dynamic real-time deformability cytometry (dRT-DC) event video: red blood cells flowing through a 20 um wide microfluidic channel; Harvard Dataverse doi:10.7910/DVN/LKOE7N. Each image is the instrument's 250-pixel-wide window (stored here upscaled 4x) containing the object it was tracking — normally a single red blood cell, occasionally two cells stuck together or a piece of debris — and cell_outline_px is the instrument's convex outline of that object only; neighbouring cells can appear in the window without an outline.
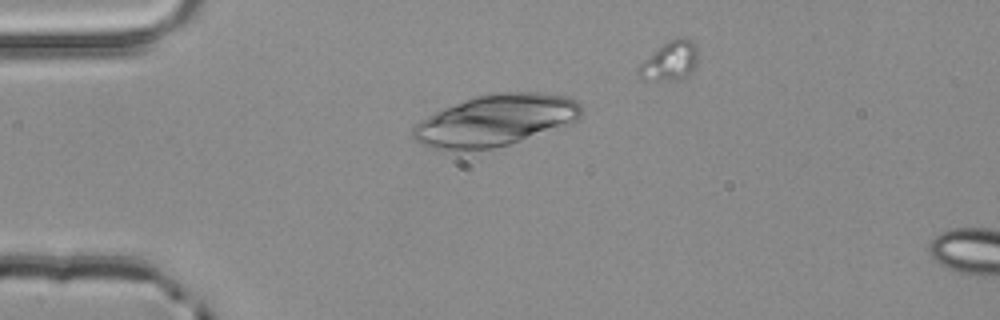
{"species": "common noctule bat (a hibernating species)", "species_latin": "Nyctalus noctula", "temperature_condition": "room temperature", "stored_images_in_passage": 4, "segment_of_instrument_passage": [1, 2], "camera_frame_rate_fps": 3000, "um_per_image_px": 0.085, "animal": {"sex": "male", "body_mass_g": 20.4}, "frame": {"image": 1, "passage_image": 3, "time_ms": 0.667, "image_size_px": [1000, 320], "cell_outline_px": [[580, 116], [572, 124], [508, 144], [492, 148], [428, 148], [416, 140], [412, 136], [412, 128], [420, 120], [444, 108], [476, 96], [488, 92], [532, 92], [568, 96], [576, 100], [580, 104]], "centroid_in_image_um": [42.15, 10.2], "position_along_channel_um": 42.9, "area_um2": 49.71}}